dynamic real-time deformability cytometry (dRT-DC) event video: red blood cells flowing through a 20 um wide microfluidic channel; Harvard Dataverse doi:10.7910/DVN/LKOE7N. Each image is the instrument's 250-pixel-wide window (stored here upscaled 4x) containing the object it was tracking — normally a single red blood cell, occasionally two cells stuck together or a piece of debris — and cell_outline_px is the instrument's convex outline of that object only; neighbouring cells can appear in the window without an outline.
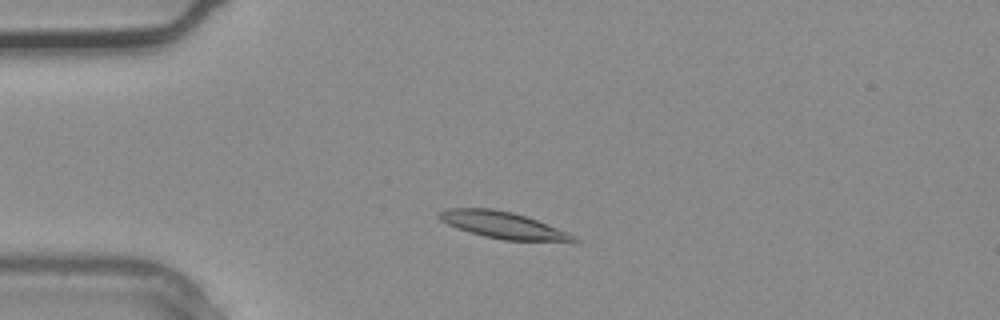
{"species": "common noctule bat (a hibernating species)", "species_latin": "Nyctalus noctula", "temperature_condition": "warm", "stored_images_in_passage": 2, "camera_frame_rate_fps": 3000, "um_per_image_px": 0.085, "animal": {"sex": "male", "body_mass_g": 20.4}, "frame": {"image": 1, "passage_image": 2, "time_ms": 0.333, "image_size_px": [1000, 320], "cell_outline_px": [[580, 240], [572, 244], [504, 240], [484, 236], [448, 224], [440, 220], [436, 216], [436, 212], [448, 208], [492, 208], [512, 212], [548, 224], [568, 232], [576, 236]], "centroid_in_image_um": [42.89, 19.17], "position_along_channel_um": 42.1, "area_um2": 21.5}}